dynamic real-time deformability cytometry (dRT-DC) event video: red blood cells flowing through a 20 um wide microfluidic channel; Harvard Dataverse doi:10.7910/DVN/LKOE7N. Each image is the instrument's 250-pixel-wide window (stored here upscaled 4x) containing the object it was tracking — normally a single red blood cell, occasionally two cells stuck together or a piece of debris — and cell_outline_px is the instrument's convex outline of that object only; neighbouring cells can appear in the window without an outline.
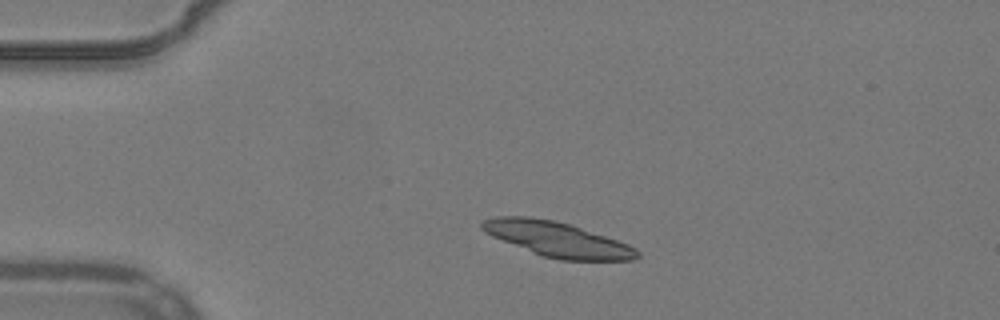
{"species": "common noctule bat (a hibernating species)", "species_latin": "Nyctalus noctula", "temperature_condition": "warm", "stored_images_in_passage": 29, "camera_frame_rate_fps": 3000, "um_per_image_px": 0.085, "animal": {"sex": "male", "body_mass_g": 19.2, "forearm_length_mm": 51.8}, "frame": {"image": 1, "passage_image": 1, "time_ms": 0.0, "image_size_px": [1000, 320], "cell_outline_px": [[640, 256], [632, 260], [560, 260], [544, 256], [532, 252], [492, 236], [484, 232], [480, 228], [480, 224], [484, 220], [496, 216], [528, 216], [552, 220], [568, 224], [628, 244], [636, 248], [640, 252]], "centroid_in_image_um": [47.35, 20.34], "position_along_channel_um": 37.7, "area_um2": 31.1}}
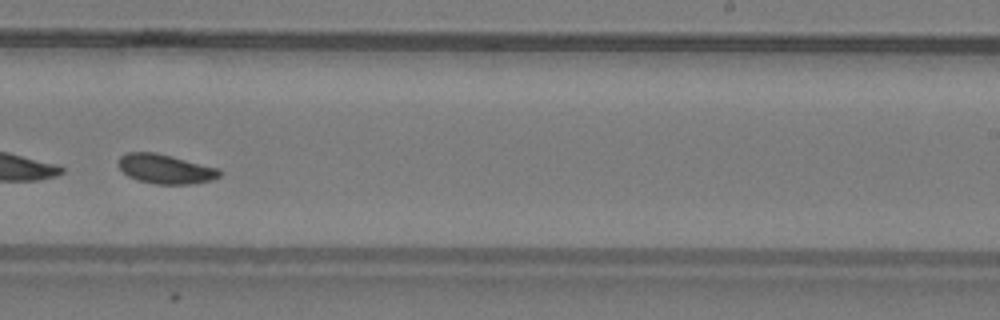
{"frame": {"image": 2, "passage_image": 23, "time_ms": 7.333, "image_size_px": [1000, 320], "cell_outline_px": [[220, 176], [212, 180], [192, 184], [156, 184], [136, 180], [128, 176], [120, 168], [120, 156], [128, 152], [156, 152], [220, 168]], "centroid_in_image_um": [14.09, 14.36], "position_along_channel_um": 274.9, "area_um2": 17.34}}